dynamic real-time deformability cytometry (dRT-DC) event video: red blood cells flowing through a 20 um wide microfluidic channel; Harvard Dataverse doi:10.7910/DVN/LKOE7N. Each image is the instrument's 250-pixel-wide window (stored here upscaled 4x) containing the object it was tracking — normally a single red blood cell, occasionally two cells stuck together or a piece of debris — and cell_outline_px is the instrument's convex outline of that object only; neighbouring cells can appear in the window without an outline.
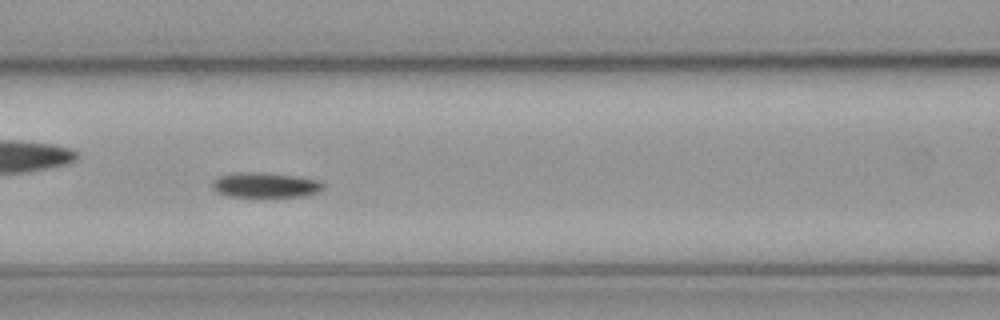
{"species": "common noctule bat (a hibernating species)", "species_latin": "Nyctalus noctula", "temperature_condition": "cold", "stored_images_in_passage": 49, "camera_frame_rate_fps": 3000, "um_per_image_px": 0.085, "animal": {"sex": "male", "body_mass_g": 23.1, "forearm_length_mm": 52.7}, "frame": {"image": 1, "passage_image": 15, "time_ms": 4.667, "image_size_px": [1000, 320], "cell_outline_px": [[324, 188], [308, 196], [228, 196], [216, 192], [212, 188], [212, 180], [220, 176], [240, 172], [260, 172], [296, 176], [320, 180], [324, 184]], "centroid_in_image_um": [22.56, 15.72], "position_along_channel_um": 144.0, "area_um2": 16.13}}
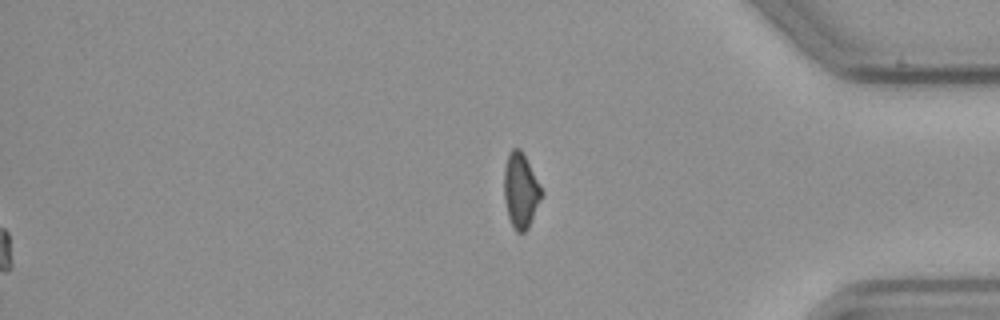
{"frame": {"image": 2, "passage_image": 49, "time_ms": 16.0, "image_size_px": [1000, 320], "cell_outline_px": [[544, 192], [528, 228], [524, 232], [516, 232], [508, 216], [504, 200], [504, 168], [508, 152], [512, 148], [520, 148], [540, 184]], "centroid_in_image_um": [44.25, 16.18], "position_along_channel_um": 390.9, "area_um2": 16.36}, "authors_computed_cell_mechanics": {"area_um2": 15.8372, "velocity_mm_per_s": 3.6187, "shape_relaxation_time_tau1_ms": 5.6495, "shape_relaxation_time_tau2_ms": null, "deformation_change_tau1": 0.0888, "deformation_change_tau2": null}}